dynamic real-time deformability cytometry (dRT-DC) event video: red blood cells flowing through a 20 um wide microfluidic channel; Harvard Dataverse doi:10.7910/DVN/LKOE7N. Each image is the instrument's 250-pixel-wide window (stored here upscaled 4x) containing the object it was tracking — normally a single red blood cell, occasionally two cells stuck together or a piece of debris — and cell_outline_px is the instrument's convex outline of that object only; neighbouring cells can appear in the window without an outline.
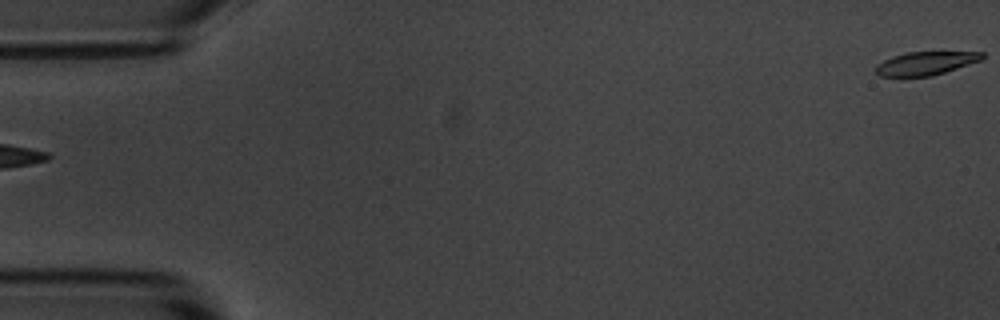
{"species": "common noctule bat (a hibernating species)", "species_latin": "Nyctalus noctula", "temperature_condition": "room temperature", "stored_images_in_passage": 6, "camera_frame_rate_fps": 3000, "um_per_image_px": 0.085, "animal": {"sex": "male", "body_mass_g": 20.1, "forearm_length_mm": 53.5}, "frame": {"image": 1, "passage_image": 6, "time_ms": 5.667, "image_size_px": [1000, 320], "cell_outline_px": [[984, 56], [980, 60], [932, 76], [880, 76], [876, 72], [876, 64], [892, 56], [908, 52], [984, 52]], "centroid_in_image_um": [78.65, 5.37], "position_along_channel_um": 6.4, "area_um2": 14.22}}